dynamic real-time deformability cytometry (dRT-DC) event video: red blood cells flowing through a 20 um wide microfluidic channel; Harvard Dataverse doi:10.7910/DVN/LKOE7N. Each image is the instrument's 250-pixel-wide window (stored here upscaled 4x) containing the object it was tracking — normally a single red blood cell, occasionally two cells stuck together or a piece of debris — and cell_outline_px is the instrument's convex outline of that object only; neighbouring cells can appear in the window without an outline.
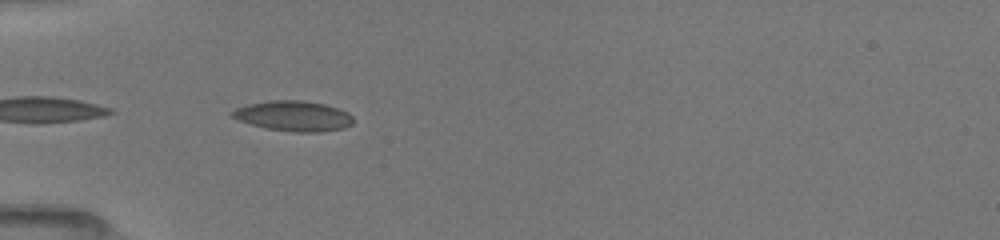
{"species": "common noctule bat (a hibernating species)", "species_latin": "Nyctalus noctula", "temperature_condition": "room temperature", "stored_images_in_passage": 7, "camera_frame_rate_fps": 3000, "um_per_image_px": 0.085, "animal": {"sex": "female", "body_mass_g": 19.5, "forearm_length_mm": 54.1}, "frame": {"image": 1, "passage_image": 2, "time_ms": 0.333, "image_size_px": [1000, 240], "cell_outline_px": [[352, 124], [344, 128], [320, 132], [292, 132], [268, 128], [236, 120], [232, 116], [232, 112], [236, 108], [248, 104], [268, 100], [304, 100], [324, 104], [348, 112], [352, 116]], "centroid_in_image_um": [24.95, 9.85], "position_along_channel_um": 60.1, "area_um2": 21.27}}
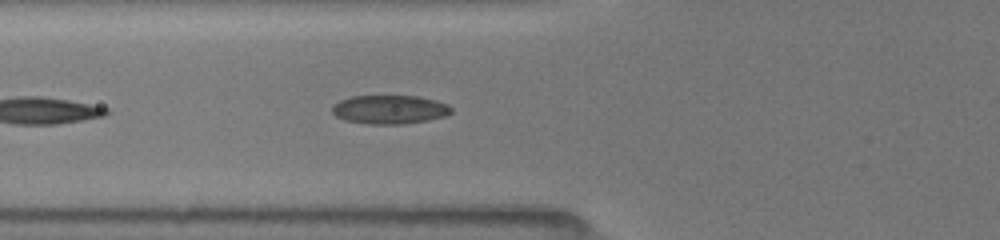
{"frame": {"image": 2, "passage_image": 5, "time_ms": 1.333, "image_size_px": [1000, 240], "cell_outline_px": [[452, 112], [448, 116], [428, 120], [400, 124], [368, 124], [344, 120], [336, 116], [332, 112], [332, 108], [340, 100], [352, 96], [416, 96], [436, 100], [448, 104], [452, 108]], "centroid_in_image_um": [33.15, 9.31], "position_along_channel_um": 92.6, "area_um2": 20.0}}